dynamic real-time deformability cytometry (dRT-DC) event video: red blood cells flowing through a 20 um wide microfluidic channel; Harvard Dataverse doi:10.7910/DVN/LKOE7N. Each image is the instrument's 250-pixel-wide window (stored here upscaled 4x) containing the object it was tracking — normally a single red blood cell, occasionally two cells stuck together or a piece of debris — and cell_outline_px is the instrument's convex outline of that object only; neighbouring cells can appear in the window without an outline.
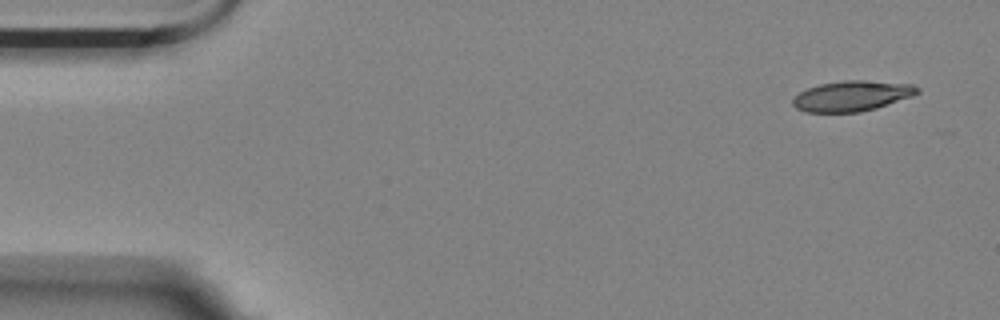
{"species": "Egyptian fruit bat (a non-hibernating species)", "species_latin": "Rousettus aegyptiacus", "temperature_condition": "room temperature", "stored_images_in_passage": 15, "camera_frame_rate_fps": 3000, "um_per_image_px": 0.085, "animal": {"sex": "female"}, "frame": {"image": 1, "passage_image": 1, "time_ms": 0.0, "image_size_px": [1000, 320], "cell_outline_px": [[920, 92], [912, 96], [876, 108], [860, 112], [804, 112], [796, 108], [792, 104], [792, 100], [800, 92], [808, 88], [820, 84], [844, 80], [864, 80], [912, 84], [920, 88]], "centroid_in_image_um": [72.42, 8.15], "position_along_channel_um": 12.6, "area_um2": 22.02}}
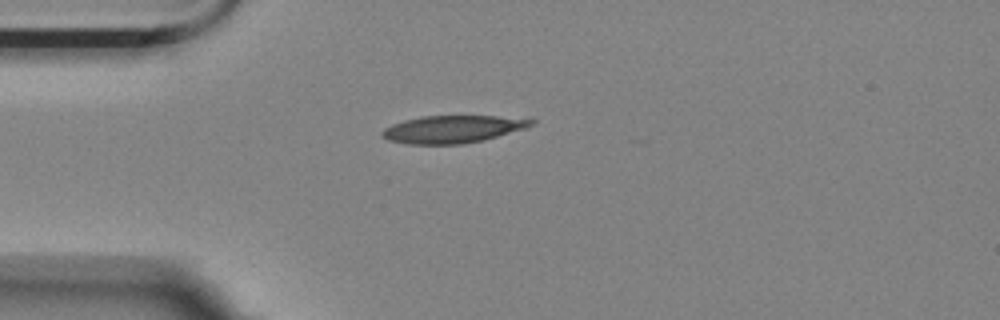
{"frame": {"image": 2, "passage_image": 12, "time_ms": 3.667, "image_size_px": [1000, 320], "cell_outline_px": [[536, 124], [528, 128], [484, 140], [460, 144], [408, 144], [388, 140], [380, 136], [380, 132], [384, 128], [392, 124], [404, 120], [420, 116], [532, 116], [536, 120]], "centroid_in_image_um": [38.6, 10.96], "position_along_channel_um": 46.4, "area_um2": 24.57}}